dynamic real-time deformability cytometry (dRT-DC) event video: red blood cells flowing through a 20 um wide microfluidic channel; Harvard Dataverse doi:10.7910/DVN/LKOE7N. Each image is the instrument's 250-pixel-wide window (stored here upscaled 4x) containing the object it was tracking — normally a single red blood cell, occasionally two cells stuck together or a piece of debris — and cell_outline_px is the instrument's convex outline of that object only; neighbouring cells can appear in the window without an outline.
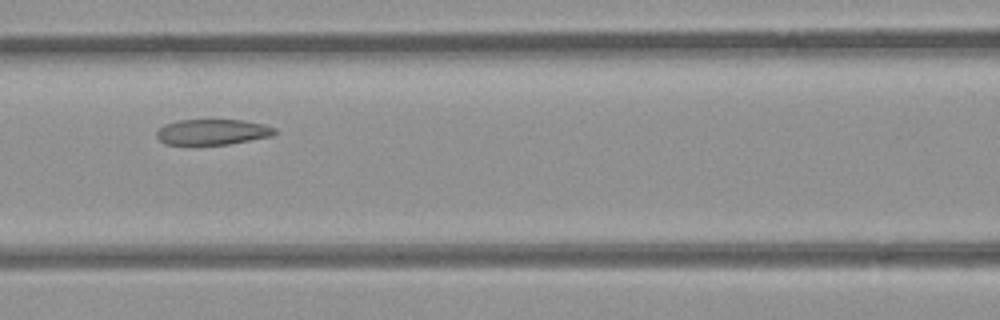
{"species": "common noctule bat (a hibernating species)", "species_latin": "Nyctalus noctula", "temperature_condition": "room temperature", "stored_images_in_passage": 8, "camera_frame_rate_fps": 3000, "um_per_image_px": 0.085, "animal": {"sex": "female", "body_mass_g": 21.9}, "frame": {"image": 1, "passage_image": 5, "time_ms": 4.333, "image_size_px": [1000, 320], "cell_outline_px": [[276, 132], [272, 136], [228, 144], [164, 144], [156, 136], [156, 132], [164, 124], [176, 120], [244, 120], [264, 124], [276, 128]], "centroid_in_image_um": [18.06, 11.21], "position_along_channel_um": 148.5, "area_um2": 17.57}}
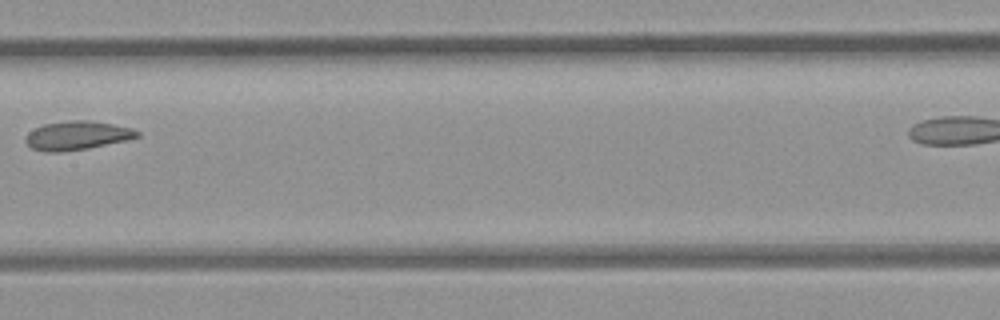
{"frame": {"image": 2, "passage_image": 6, "time_ms": 5.667, "image_size_px": [1000, 320], "cell_outline_px": [[140, 136], [128, 140], [88, 148], [60, 152], [44, 152], [32, 148], [24, 140], [24, 136], [28, 132], [44, 124], [72, 120], [88, 120], [112, 124], [132, 128], [140, 132]], "centroid_in_image_um": [6.55, 11.52], "position_along_channel_um": 200.9, "area_um2": 18.73}}
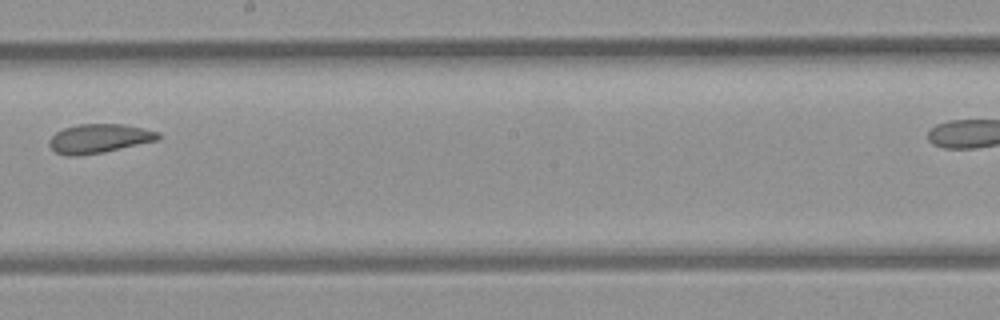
{"frame": {"image": 3, "passage_image": 7, "time_ms": 6.667, "image_size_px": [1000, 320], "cell_outline_px": [[160, 140], [104, 152], [76, 156], [68, 156], [56, 152], [48, 144], [48, 140], [56, 132], [64, 128], [80, 124], [124, 124], [160, 132]], "centroid_in_image_um": [8.44, 11.77], "position_along_channel_um": 239.8, "area_um2": 18.5}}